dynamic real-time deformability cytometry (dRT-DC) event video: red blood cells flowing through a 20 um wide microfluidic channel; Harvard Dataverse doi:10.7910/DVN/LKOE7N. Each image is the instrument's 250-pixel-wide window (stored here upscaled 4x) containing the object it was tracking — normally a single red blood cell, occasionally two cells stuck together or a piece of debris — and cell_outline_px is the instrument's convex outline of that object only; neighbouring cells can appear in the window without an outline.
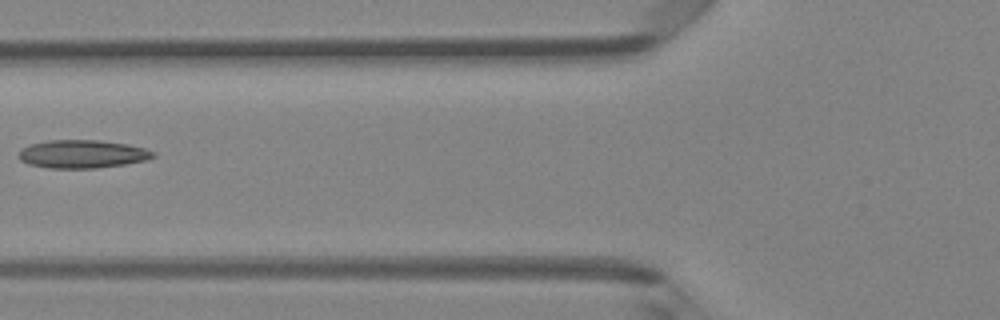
{"species": "Egyptian fruit bat (a non-hibernating species)", "species_latin": "Rousettus aegyptiacus", "temperature_condition": "room temperature", "stored_images_in_passage": 5, "camera_frame_rate_fps": 3000, "um_per_image_px": 0.085, "animal": {"sex": "female"}, "frame": {"image": 1, "passage_image": 5, "time_ms": 1.333, "image_size_px": [1000, 320], "cell_outline_px": [[156, 156], [144, 160], [124, 164], [96, 168], [52, 168], [28, 164], [20, 160], [16, 156], [24, 148], [32, 144], [48, 140], [100, 140], [128, 144], [144, 148], [156, 152]], "centroid_in_image_um": [7.01, 13.09], "position_along_channel_um": 118.8, "area_um2": 21.96}}